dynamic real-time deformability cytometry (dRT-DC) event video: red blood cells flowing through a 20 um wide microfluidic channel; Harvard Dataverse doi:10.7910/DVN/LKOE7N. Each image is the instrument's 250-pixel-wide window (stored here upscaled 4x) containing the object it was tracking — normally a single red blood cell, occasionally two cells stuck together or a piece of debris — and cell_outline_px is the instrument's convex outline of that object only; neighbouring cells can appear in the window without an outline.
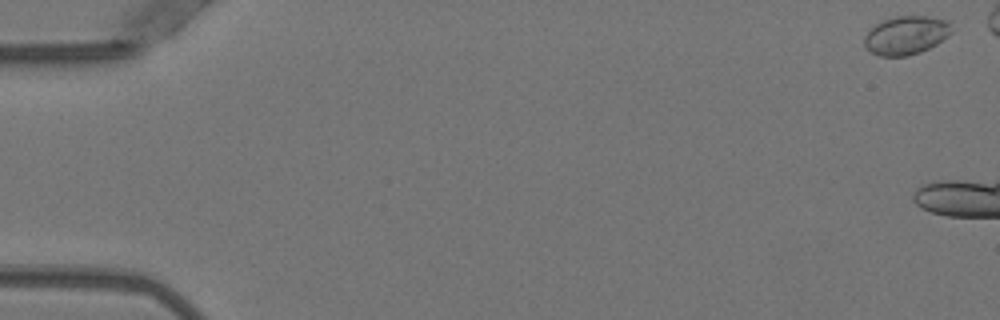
{"species": "Egyptian fruit bat (a non-hibernating species)", "species_latin": "Rousettus aegyptiacus", "temperature_condition": "warm", "stored_images_in_passage": 6, "camera_frame_rate_fps": 3000, "um_per_image_px": 0.085, "animal": {"sex": "female"}, "frame": {"image": 1, "passage_image": 2, "time_ms": 0.333, "image_size_px": [1000, 320], "cell_outline_px": [[952, 32], [948, 36], [936, 44], [920, 52], [908, 56], [880, 56], [872, 52], [864, 44], [864, 36], [876, 24], [884, 20], [896, 16], [928, 16], [948, 20]], "centroid_in_image_um": [77.03, 2.99], "position_along_channel_um": 8.0, "area_um2": 19.42}}